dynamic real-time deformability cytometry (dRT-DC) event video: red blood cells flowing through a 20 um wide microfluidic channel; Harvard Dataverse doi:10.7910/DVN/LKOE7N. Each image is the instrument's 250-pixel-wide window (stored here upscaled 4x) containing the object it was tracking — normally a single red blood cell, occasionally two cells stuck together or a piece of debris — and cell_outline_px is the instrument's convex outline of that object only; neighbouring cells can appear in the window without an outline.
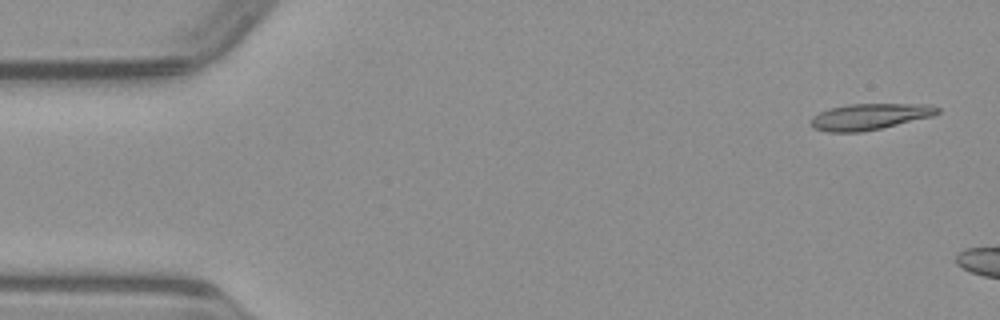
{"species": "common noctule bat (a hibernating species)", "species_latin": "Nyctalus noctula", "temperature_condition": "warm", "stored_images_in_passage": 6, "camera_frame_rate_fps": 3000, "um_per_image_px": 0.085, "animal": {"sex": "male", "body_mass_g": 23.1, "forearm_length_mm": 52.7}, "frame": {"image": 1, "passage_image": 2, "time_ms": 0.333, "image_size_px": [1000, 320], "cell_outline_px": [[940, 112], [932, 116], [880, 128], [860, 132], [828, 132], [812, 128], [808, 120], [812, 116], [820, 112], [832, 108], [848, 104], [928, 104], [940, 108]], "centroid_in_image_um": [73.88, 9.91], "position_along_channel_um": 11.1, "area_um2": 19.25}}